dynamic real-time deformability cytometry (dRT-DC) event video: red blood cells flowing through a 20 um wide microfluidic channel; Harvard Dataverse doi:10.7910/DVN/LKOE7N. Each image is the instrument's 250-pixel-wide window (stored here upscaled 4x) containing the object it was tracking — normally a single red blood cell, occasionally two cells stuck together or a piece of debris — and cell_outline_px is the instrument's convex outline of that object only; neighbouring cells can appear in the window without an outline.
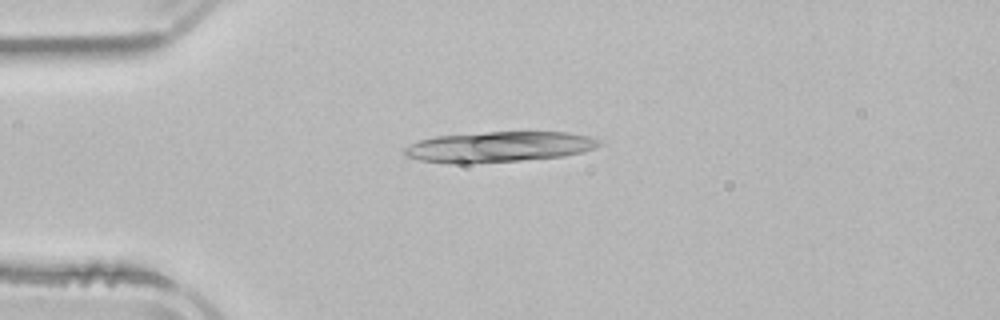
{"species": "common noctule bat (a hibernating species)", "species_latin": "Nyctalus noctula", "temperature_condition": "room temperature", "stored_images_in_passage": 3, "camera_frame_rate_fps": 3000, "um_per_image_px": 0.085, "animal": {"sex": "male", "body_mass_g": 21.5, "forearm_length_mm": 52.0}, "frame": {"image": 1, "passage_image": 2, "time_ms": 2.667, "image_size_px": [1000, 320], "cell_outline_px": [[604, 144], [596, 148], [584, 152], [564, 156], [520, 160], [468, 164], [448, 164], [420, 160], [404, 156], [404, 148], [408, 144], [420, 140], [436, 136], [484, 132], [568, 132], [588, 136], [604, 140]], "centroid_in_image_um": [42.43, 12.49], "position_along_channel_um": 42.6, "area_um2": 35.14}}
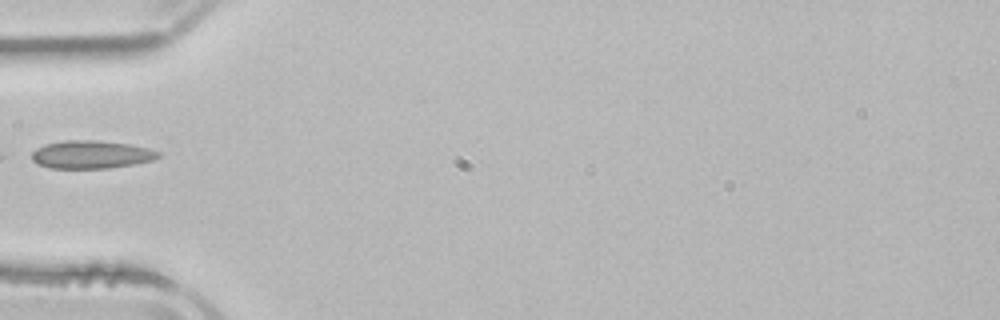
{"frame": {"image": 2, "passage_image": 3, "time_ms": 4.333, "image_size_px": [1000, 320], "cell_outline_px": [[164, 156], [152, 160], [136, 164], [108, 168], [48, 168], [36, 164], [32, 160], [32, 152], [36, 148], [44, 144], [64, 140], [96, 140], [128, 144], [148, 148], [164, 152]], "centroid_in_image_um": [7.78, 13.14], "position_along_channel_um": 77.2, "area_um2": 20.98}}